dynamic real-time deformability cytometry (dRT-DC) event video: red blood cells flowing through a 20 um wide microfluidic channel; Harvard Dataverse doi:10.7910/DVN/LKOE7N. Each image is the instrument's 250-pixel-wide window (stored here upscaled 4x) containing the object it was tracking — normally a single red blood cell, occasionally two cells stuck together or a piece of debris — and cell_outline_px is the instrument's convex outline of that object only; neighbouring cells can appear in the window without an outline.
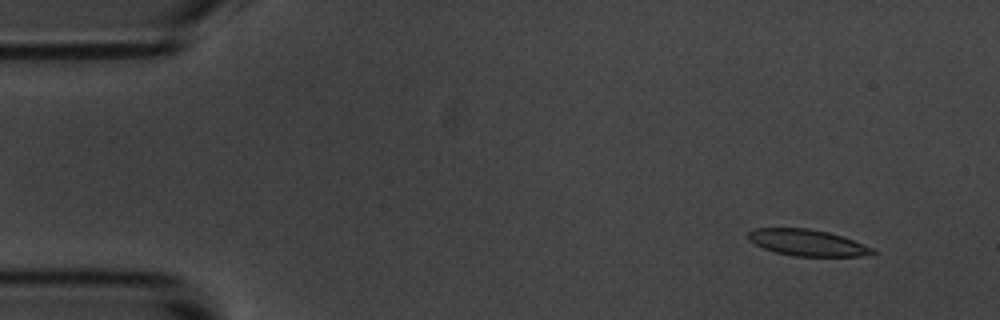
{"species": "common noctule bat (a hibernating species)", "species_latin": "Nyctalus noctula", "temperature_condition": "room temperature", "stored_images_in_passage": 15, "camera_frame_rate_fps": 3000, "um_per_image_px": 0.085, "animal": {"sex": "male", "body_mass_g": 20.1, "forearm_length_mm": 53.5}, "frame": {"image": 1, "passage_image": 2, "time_ms": 1.333, "image_size_px": [1000, 320], "cell_outline_px": [[876, 252], [860, 256], [796, 256], [776, 252], [764, 248], [748, 240], [748, 232], [756, 228], [808, 228], [828, 232], [844, 236], [876, 248]], "centroid_in_image_um": [68.67, 20.62], "position_along_channel_um": 16.3, "area_um2": 19.13}}
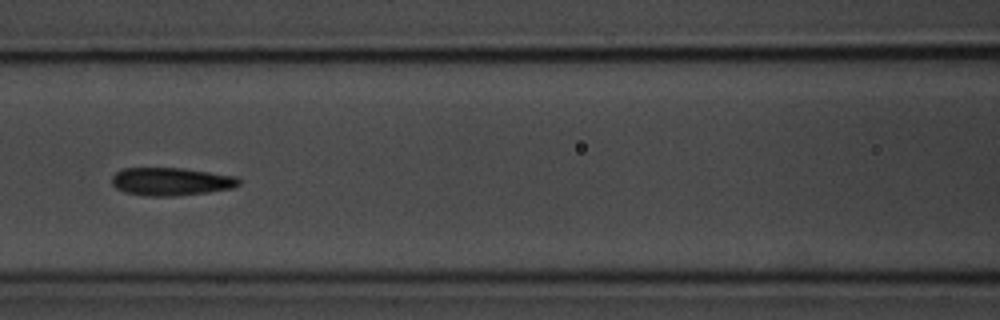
{"frame": {"image": 2, "passage_image": 7, "time_ms": 8.0, "image_size_px": [1000, 320], "cell_outline_px": [[240, 184], [232, 188], [208, 192], [172, 196], [144, 196], [124, 192], [116, 188], [112, 184], [112, 176], [116, 172], [124, 168], [184, 168], [236, 176], [240, 180]], "centroid_in_image_um": [14.52, 15.43], "position_along_channel_um": 152.1, "area_um2": 20.75}}
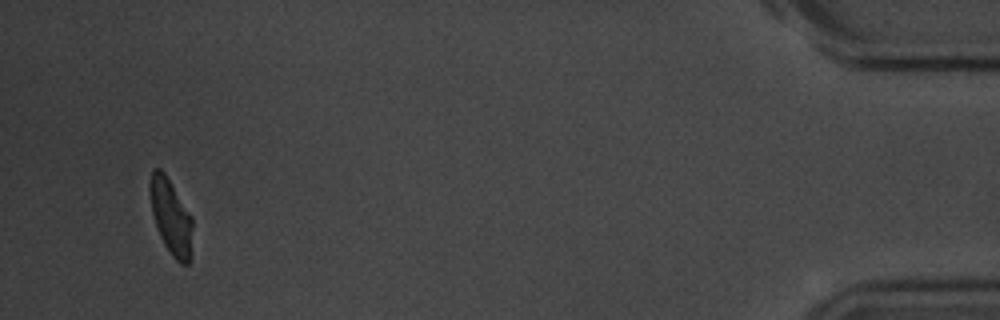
{"frame": {"image": 3, "passage_image": 15, "time_ms": 18.0, "image_size_px": [1000, 320], "cell_outline_px": [[192, 228], [188, 264], [180, 264], [172, 256], [164, 244], [160, 236], [152, 212], [152, 168], [160, 168], [164, 172], [192, 216]], "centroid_in_image_um": [14.56, 18.46], "position_along_channel_um": 420.6, "area_um2": 17.86}, "authors_computed_cell_mechanics": {"area_um2": 20.4034, "velocity_mm_per_s": 3.4736, "shape_relaxation_time_tau1_ms": 3.9129, "shape_relaxation_time_tau2_ms": 1.5843, "deformation_change_tau1": 0.1307, "deformation_change_tau2": 0.0888}}